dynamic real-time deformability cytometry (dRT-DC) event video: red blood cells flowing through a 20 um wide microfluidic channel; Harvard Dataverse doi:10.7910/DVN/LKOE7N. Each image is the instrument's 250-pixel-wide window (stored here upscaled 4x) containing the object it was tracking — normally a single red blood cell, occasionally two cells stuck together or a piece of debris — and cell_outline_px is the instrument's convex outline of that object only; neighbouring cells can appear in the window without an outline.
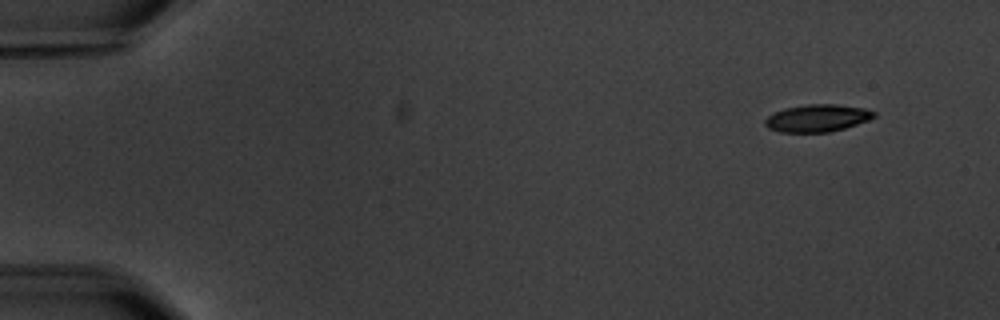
{"species": "common noctule bat (a hibernating species)", "species_latin": "Nyctalus noctula", "temperature_condition": "warm", "stored_images_in_passage": 6, "camera_frame_rate_fps": 3000, "um_per_image_px": 0.085, "animal": {"sex": "male", "body_mass_g": 20.1, "forearm_length_mm": 53.5}, "frame": {"image": 1, "passage_image": 1, "time_ms": 0.0, "image_size_px": [1000, 320], "cell_outline_px": [[876, 116], [868, 120], [844, 128], [828, 132], [780, 132], [768, 128], [764, 124], [764, 120], [768, 116], [784, 108], [808, 104], [836, 104], [864, 108], [876, 112]], "centroid_in_image_um": [69.46, 10.03], "position_along_channel_um": 15.5, "area_um2": 17.28}}
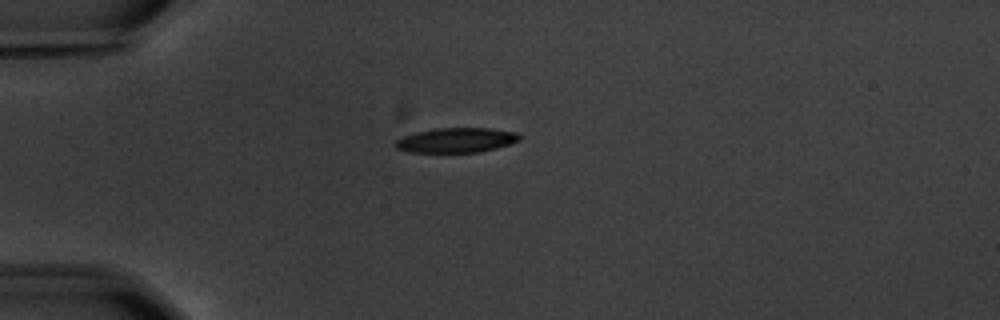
{"frame": {"image": 2, "passage_image": 4, "time_ms": 3.667, "image_size_px": [1000, 320], "cell_outline_px": [[520, 140], [496, 148], [480, 152], [412, 152], [396, 148], [396, 140], [404, 136], [416, 132], [436, 128], [492, 128], [520, 132]], "centroid_in_image_um": [38.84, 11.9], "position_along_channel_um": 46.2, "area_um2": 17.86}}
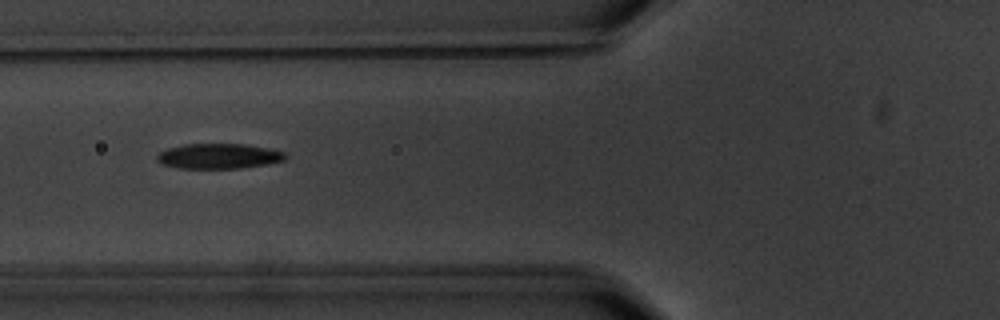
{"frame": {"image": 3, "passage_image": 6, "time_ms": 6.0, "image_size_px": [1000, 320], "cell_outline_px": [[288, 156], [284, 160], [264, 164], [240, 168], [180, 168], [164, 164], [156, 160], [156, 156], [160, 152], [168, 148], [184, 144], [244, 144], [272, 148], [284, 152]], "centroid_in_image_um": [18.61, 13.26], "position_along_channel_um": 107.2, "area_um2": 18.73}}